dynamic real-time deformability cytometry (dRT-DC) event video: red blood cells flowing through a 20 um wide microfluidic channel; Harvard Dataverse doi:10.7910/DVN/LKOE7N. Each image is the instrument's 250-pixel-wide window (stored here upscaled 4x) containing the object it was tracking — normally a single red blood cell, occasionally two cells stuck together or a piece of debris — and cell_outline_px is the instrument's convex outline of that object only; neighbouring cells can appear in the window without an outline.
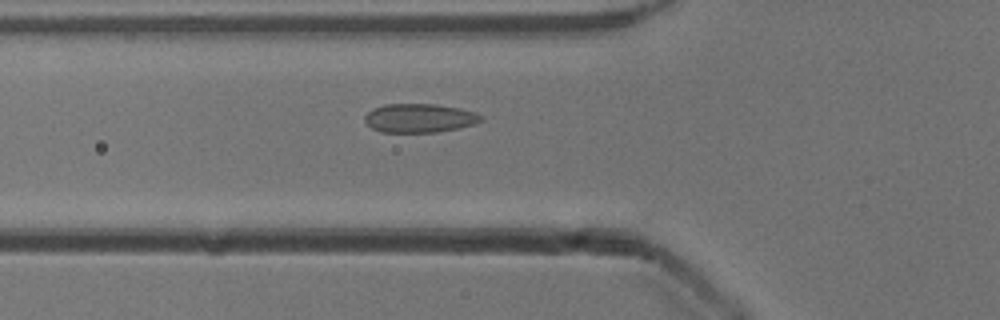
{"species": "common noctule bat (a hibernating species)", "species_latin": "Nyctalus noctula", "temperature_condition": "cold", "stored_images_in_passage": 32, "camera_frame_rate_fps": 3000, "um_per_image_px": 0.085, "animal": {"sex": "male", "body_mass_g": 13.3}, "frame": {"image": 1, "passage_image": 4, "time_ms": 1.0, "image_size_px": [1000, 320], "cell_outline_px": [[484, 120], [460, 128], [436, 132], [380, 132], [372, 128], [364, 120], [364, 116], [372, 108], [384, 104], [436, 104], [460, 108], [476, 112], [484, 116]], "centroid_in_image_um": [35.67, 10.03], "position_along_channel_um": 90.1, "area_um2": 19.71}}
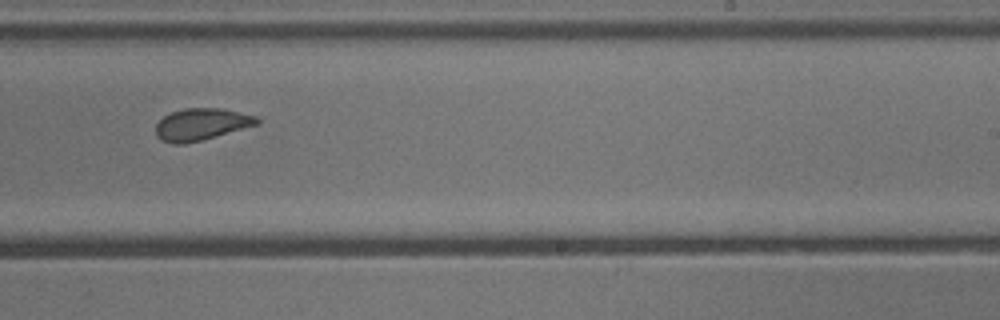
{"frame": {"image": 2, "passage_image": 18, "time_ms": 5.667, "image_size_px": [1000, 320], "cell_outline_px": [[260, 124], [200, 140], [184, 144], [172, 144], [160, 140], [156, 136], [156, 124], [164, 116], [172, 112], [184, 108], [224, 108], [256, 116], [260, 120]], "centroid_in_image_um": [17.11, 10.56], "position_along_channel_um": 271.9, "area_um2": 18.84}}
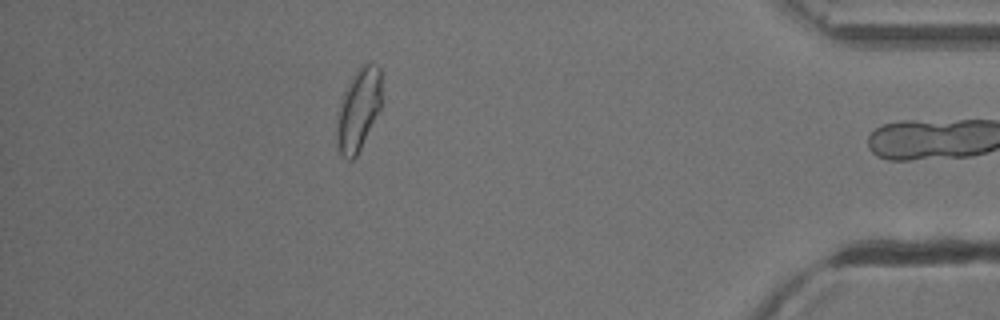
{"frame": {"image": 3, "passage_image": 31, "time_ms": 10.0, "image_size_px": [1000, 320], "cell_outline_px": [[380, 108], [356, 156], [352, 160], [348, 160], [340, 152], [336, 144], [336, 116], [340, 100], [356, 68], [368, 60], [376, 64], [380, 68]], "centroid_in_image_um": [30.43, 9.27], "position_along_channel_um": 404.8, "area_um2": 21.5}, "authors_computed_cell_mechanics": {"area_um2": 19.1029, "velocity_mm_per_s": 3.8842, "shape_relaxation_time_tau1_ms": null, "shape_relaxation_time_tau2_ms": 1.0311, "deformation_change_tau1": null, "deformation_change_tau2": 0.0457}}